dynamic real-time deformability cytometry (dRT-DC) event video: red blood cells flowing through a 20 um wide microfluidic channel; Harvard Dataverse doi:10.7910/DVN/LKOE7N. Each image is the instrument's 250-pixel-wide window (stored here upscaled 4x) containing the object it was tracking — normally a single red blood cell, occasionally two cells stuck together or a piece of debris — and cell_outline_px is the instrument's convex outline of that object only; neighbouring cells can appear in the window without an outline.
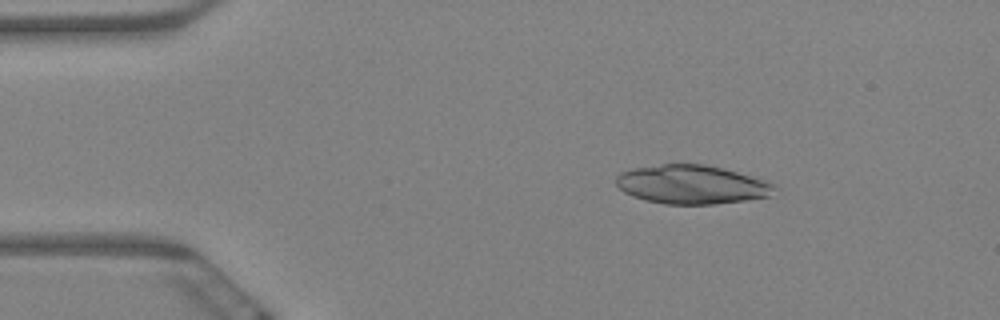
{"species": "Egyptian fruit bat (a non-hibernating species)", "species_latin": "Rousettus aegyptiacus", "temperature_condition": "warm", "stored_images_in_passage": 8, "camera_frame_rate_fps": 3000, "um_per_image_px": 0.085, "animal": {"sex": "female"}, "frame": {"image": 1, "passage_image": 3, "time_ms": 0.667, "image_size_px": [1000, 320], "cell_outline_px": [[780, 188], [772, 196], [744, 200], [712, 204], [664, 204], [644, 200], [632, 196], [624, 192], [616, 184], [616, 176], [620, 172], [636, 168], [664, 164], [704, 164], [768, 180], [776, 184]], "centroid_in_image_um": [58.85, 15.69], "position_along_channel_um": 26.1, "area_um2": 35.95}}